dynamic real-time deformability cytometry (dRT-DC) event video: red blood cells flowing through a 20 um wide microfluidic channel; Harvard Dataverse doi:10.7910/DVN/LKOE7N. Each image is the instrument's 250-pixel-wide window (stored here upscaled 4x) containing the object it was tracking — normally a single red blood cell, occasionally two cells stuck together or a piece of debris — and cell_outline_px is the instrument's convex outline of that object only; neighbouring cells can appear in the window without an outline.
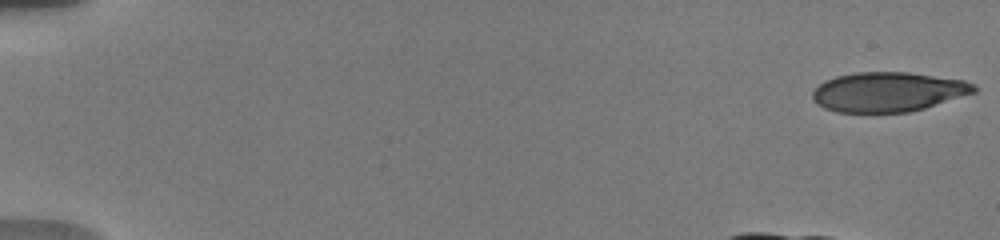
{"species": "human", "species_latin": "Homo sapiens", "temperature_condition": "warm", "stored_images_in_passage": 12, "camera_frame_rate_fps": 3000, "um_per_image_px": 0.085, "donor": {"sex": "male"}, "frame": {"image": 1, "passage_image": 1, "time_ms": 0.0, "image_size_px": [1000, 240], "cell_outline_px": [[976, 92], [924, 108], [908, 112], [836, 112], [824, 108], [816, 104], [812, 100], [812, 92], [824, 80], [836, 76], [856, 72], [908, 72], [964, 80], [976, 84]], "centroid_in_image_um": [75.46, 7.81], "position_along_channel_um": 9.5, "area_um2": 37.34}}